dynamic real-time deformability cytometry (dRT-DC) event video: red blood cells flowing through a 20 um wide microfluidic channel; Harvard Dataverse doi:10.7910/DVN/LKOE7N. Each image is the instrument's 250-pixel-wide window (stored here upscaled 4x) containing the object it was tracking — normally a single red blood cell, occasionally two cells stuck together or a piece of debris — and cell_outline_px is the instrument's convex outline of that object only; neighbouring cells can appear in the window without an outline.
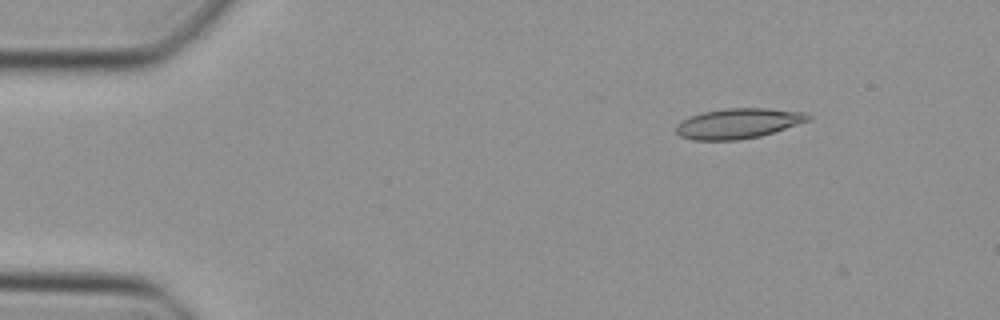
{"species": "Egyptian fruit bat (a non-hibernating species)", "species_latin": "Rousettus aegyptiacus", "temperature_condition": "cold", "stored_images_in_passage": 4, "camera_frame_rate_fps": 3000, "um_per_image_px": 0.085, "animal": {"sex": "female"}, "frame": {"image": 1, "passage_image": 1, "time_ms": 0.0, "image_size_px": [1000, 320], "cell_outline_px": [[812, 120], [760, 136], [740, 140], [692, 140], [680, 136], [676, 132], [676, 124], [680, 120], [704, 112], [728, 108], [768, 108], [808, 112], [812, 116]], "centroid_in_image_um": [62.79, 10.49], "position_along_channel_um": 22.2, "area_um2": 23.41}}